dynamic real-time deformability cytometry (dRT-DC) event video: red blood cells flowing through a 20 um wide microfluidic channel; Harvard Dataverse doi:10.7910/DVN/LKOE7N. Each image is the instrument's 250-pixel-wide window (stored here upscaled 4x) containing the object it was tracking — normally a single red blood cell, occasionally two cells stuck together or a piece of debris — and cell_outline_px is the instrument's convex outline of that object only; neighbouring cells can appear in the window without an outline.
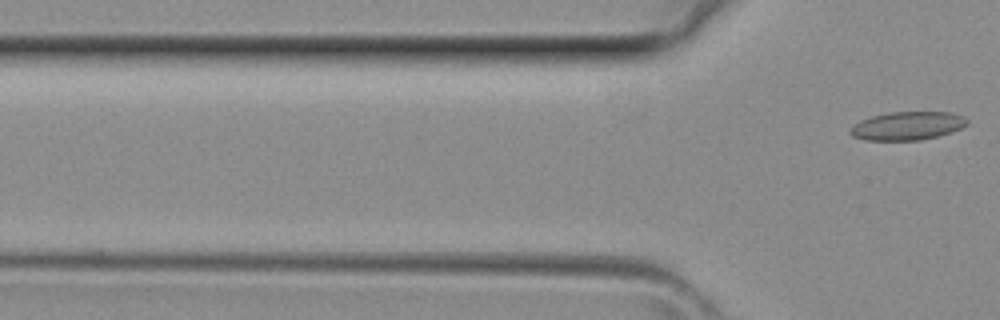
{"species": "common noctule bat (a hibernating species)", "species_latin": "Nyctalus noctula", "temperature_condition": "room temperature", "stored_images_in_passage": 5, "camera_frame_rate_fps": 3000, "um_per_image_px": 0.085, "animal": {"sex": "female", "body_mass_g": 29.2, "forearm_length_mm": 56.3}, "frame": {"image": 1, "passage_image": 5, "time_ms": 1.333, "image_size_px": [1000, 320], "cell_outline_px": [[968, 124], [960, 128], [936, 136], [920, 140], [864, 140], [852, 136], [848, 132], [860, 120], [872, 116], [888, 112], [952, 112], [964, 116], [968, 120]], "centroid_in_image_um": [77.12, 10.69], "position_along_channel_um": 48.7, "area_um2": 19.19}}